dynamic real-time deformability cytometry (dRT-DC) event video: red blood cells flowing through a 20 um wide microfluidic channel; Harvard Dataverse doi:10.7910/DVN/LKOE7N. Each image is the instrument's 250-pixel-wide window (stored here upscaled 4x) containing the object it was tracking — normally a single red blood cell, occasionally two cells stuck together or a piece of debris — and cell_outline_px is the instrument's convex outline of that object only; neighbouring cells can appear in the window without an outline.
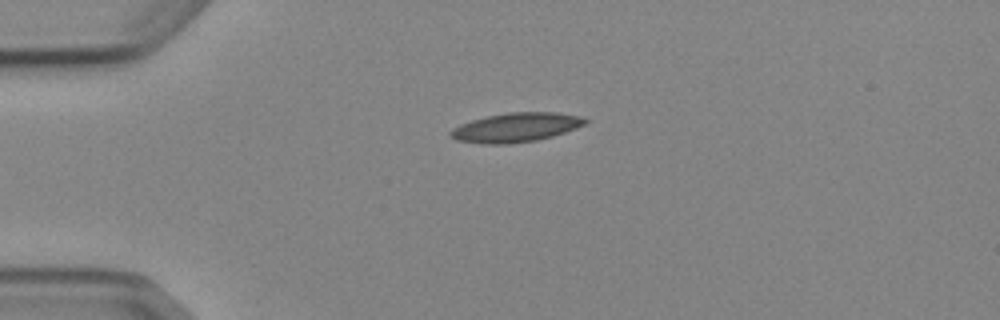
{"species": "Egyptian fruit bat (a non-hibernating species)", "species_latin": "Rousettus aegyptiacus", "temperature_condition": "cold", "stored_images_in_passage": 2, "camera_frame_rate_fps": 3000, "um_per_image_px": 0.085, "animal": {"sex": "female"}, "frame": {"image": 1, "passage_image": 1, "time_ms": 0.0, "image_size_px": [1000, 320], "cell_outline_px": [[588, 124], [552, 136], [536, 140], [504, 144], [488, 144], [456, 140], [448, 136], [448, 132], [452, 128], [460, 124], [472, 120], [488, 116], [508, 112], [556, 112], [580, 116], [588, 120]], "centroid_in_image_um": [43.84, 10.82], "position_along_channel_um": 41.2, "area_um2": 22.89}}